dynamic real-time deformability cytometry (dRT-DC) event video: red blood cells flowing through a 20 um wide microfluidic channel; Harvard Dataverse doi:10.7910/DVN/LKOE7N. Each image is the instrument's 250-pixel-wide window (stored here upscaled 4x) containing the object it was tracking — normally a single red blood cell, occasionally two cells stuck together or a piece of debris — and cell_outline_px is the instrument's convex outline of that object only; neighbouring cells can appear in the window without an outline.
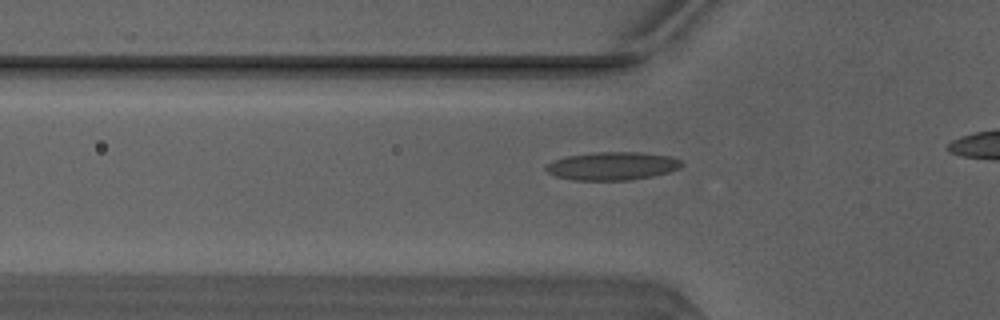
{"species": "Egyptian fruit bat (a non-hibernating species)", "species_latin": "Rousettus aegyptiacus", "temperature_condition": "warm", "stored_images_in_passage": 33, "camera_frame_rate_fps": 3000, "um_per_image_px": 0.085, "animal": {"sex": "male"}, "frame": {"image": 1, "passage_image": 9, "time_ms": 2.667, "image_size_px": [1000, 320], "cell_outline_px": [[684, 164], [680, 168], [668, 172], [652, 176], [632, 180], [572, 180], [556, 176], [548, 172], [544, 168], [548, 164], [556, 160], [568, 156], [596, 152], [640, 152], [668, 156], [680, 160]], "centroid_in_image_um": [52.07, 14.11], "position_along_channel_um": 73.7, "area_um2": 22.08}}
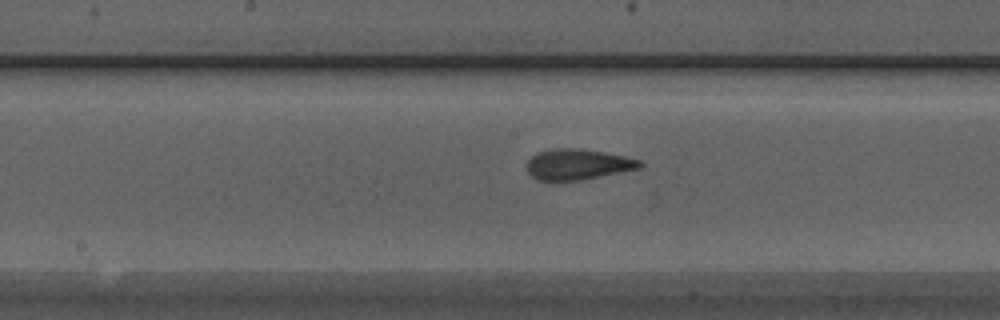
{"frame": {"image": 2, "passage_image": 18, "time_ms": 5.667, "image_size_px": [1000, 320], "cell_outline_px": [[644, 164], [640, 168], [584, 180], [536, 180], [528, 172], [528, 160], [532, 156], [540, 152], [556, 148], [576, 148], [604, 152], [628, 156], [640, 160]], "centroid_in_image_um": [49.16, 13.97], "position_along_channel_um": 199.0, "area_um2": 20.17}}
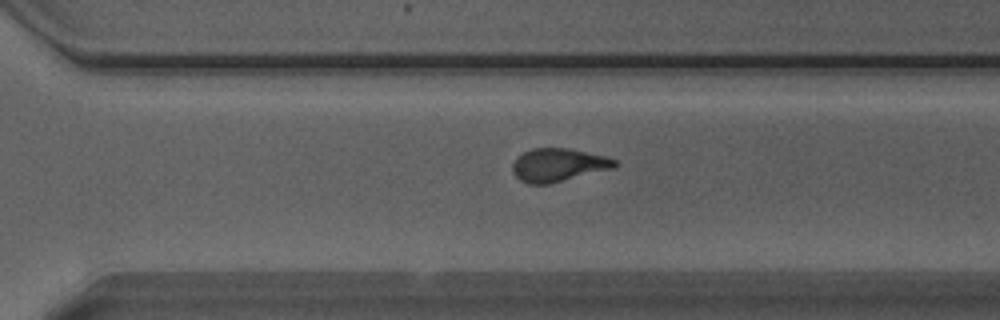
{"frame": {"image": 3, "passage_image": 27, "time_ms": 8.667, "image_size_px": [1000, 320], "cell_outline_px": [[616, 164], [612, 168], [548, 184], [528, 184], [520, 180], [512, 172], [512, 164], [524, 152], [532, 148], [568, 148], [604, 156], [616, 160]], "centroid_in_image_um": [47.41, 14.02], "position_along_channel_um": 323.2, "area_um2": 19.36}}